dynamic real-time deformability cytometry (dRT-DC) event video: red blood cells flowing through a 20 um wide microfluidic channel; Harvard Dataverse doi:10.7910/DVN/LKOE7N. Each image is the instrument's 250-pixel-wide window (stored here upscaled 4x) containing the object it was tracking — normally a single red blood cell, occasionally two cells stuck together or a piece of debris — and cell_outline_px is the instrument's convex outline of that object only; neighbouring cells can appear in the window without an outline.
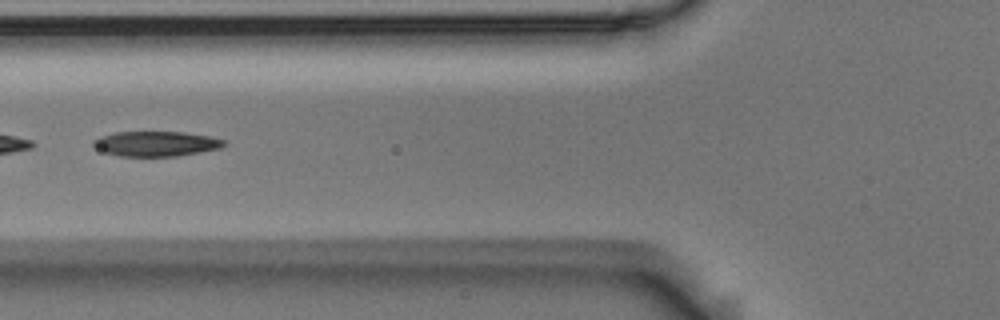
{"species": "Egyptian fruit bat (a non-hibernating species)", "species_latin": "Rousettus aegyptiacus", "temperature_condition": "room temperature", "stored_images_in_passage": 53, "segment_of_instrument_passage": [2, 2], "camera_frame_rate_fps": 3000, "um_per_image_px": 0.085, "animal": {"sex": "male"}, "frame": {"image": 1, "passage_image": 21, "time_ms": 6.667, "image_size_px": [1000, 320], "cell_outline_px": [[228, 144], [220, 148], [200, 152], [176, 156], [120, 156], [104, 152], [96, 148], [92, 144], [92, 140], [100, 136], [116, 132], [184, 132], [208, 136], [224, 140]], "centroid_in_image_um": [13.25, 12.22], "position_along_channel_um": 112.5, "area_um2": 19.02}}
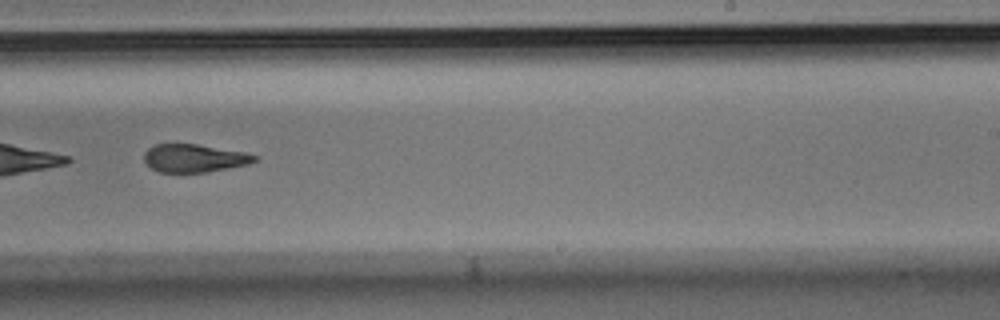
{"frame": {"image": 2, "passage_image": 34, "time_ms": 11.0, "image_size_px": [1000, 320], "cell_outline_px": [[256, 160], [248, 164], [208, 172], [160, 172], [152, 168], [144, 160], [144, 152], [148, 148], [156, 144], [196, 144], [244, 152], [256, 156]], "centroid_in_image_um": [16.48, 13.44], "position_along_channel_um": 272.5, "area_um2": 17.8}}